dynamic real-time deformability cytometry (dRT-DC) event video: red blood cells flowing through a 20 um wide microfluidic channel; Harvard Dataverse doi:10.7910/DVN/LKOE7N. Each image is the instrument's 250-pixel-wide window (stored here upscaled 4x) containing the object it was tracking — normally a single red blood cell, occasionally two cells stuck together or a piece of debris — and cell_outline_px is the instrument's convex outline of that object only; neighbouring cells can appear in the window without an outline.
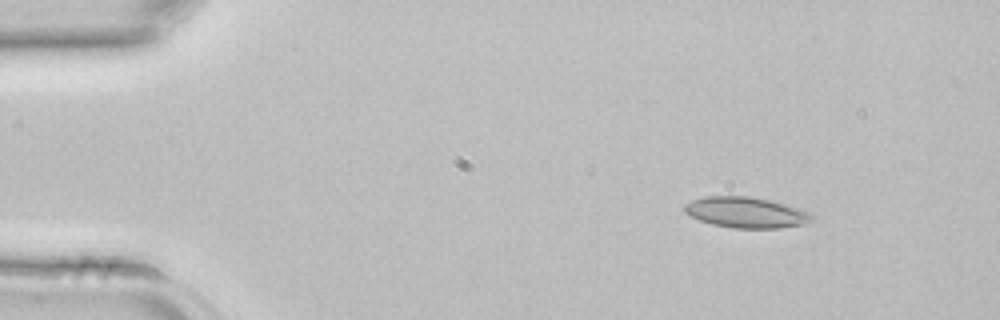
{"species": "common noctule bat (a hibernating species)", "species_latin": "Nyctalus noctula", "temperature_condition": "room temperature", "stored_images_in_passage": 4, "camera_frame_rate_fps": 3000, "um_per_image_px": 0.085, "animal": {"sex": "female", "body_mass_g": 22.7, "forearm_length_mm": 54.2}, "frame": {"image": 1, "passage_image": 2, "time_ms": 0.333, "image_size_px": [1000, 320], "cell_outline_px": [[816, 216], [812, 220], [804, 224], [780, 228], [732, 228], [712, 224], [700, 220], [684, 212], [684, 204], [692, 200], [708, 196], [748, 196], [768, 200], [784, 204], [808, 212]], "centroid_in_image_um": [63.4, 18.06], "position_along_channel_um": 21.6, "area_um2": 22.66}}
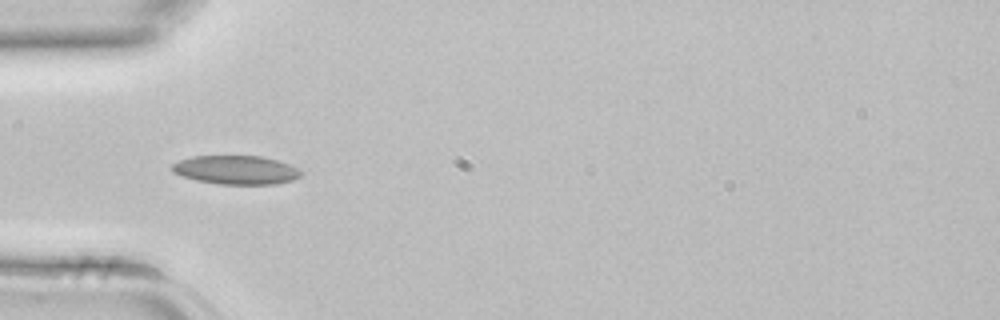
{"frame": {"image": 2, "passage_image": 4, "time_ms": 1.0, "image_size_px": [1000, 320], "cell_outline_px": [[304, 172], [300, 176], [292, 180], [276, 184], [220, 184], [196, 180], [172, 172], [172, 164], [180, 160], [192, 156], [260, 156], [276, 160], [288, 164]], "centroid_in_image_um": [20.06, 14.44], "position_along_channel_um": 64.9, "area_um2": 21.44}}